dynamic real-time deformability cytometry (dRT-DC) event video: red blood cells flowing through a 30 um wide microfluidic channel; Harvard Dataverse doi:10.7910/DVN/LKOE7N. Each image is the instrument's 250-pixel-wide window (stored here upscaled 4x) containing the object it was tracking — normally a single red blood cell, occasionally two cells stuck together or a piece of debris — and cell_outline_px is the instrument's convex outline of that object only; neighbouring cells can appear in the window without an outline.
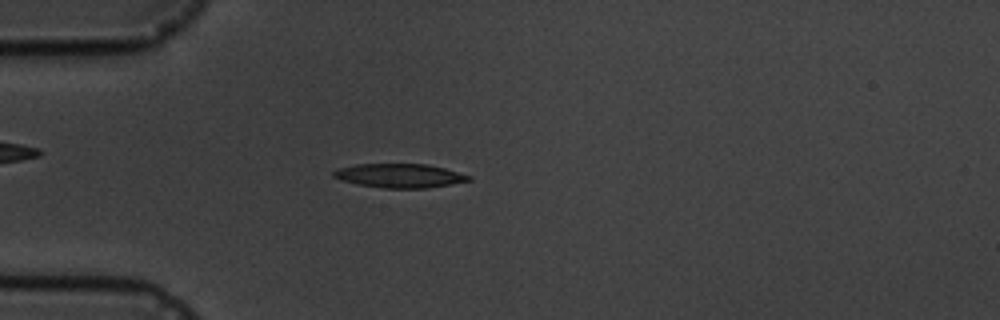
{"species": "common noctule bat (a hibernating species)", "species_latin": "Nyctalus noctula", "temperature_condition": "cold", "stored_images_in_passage": 6, "camera_frame_rate_fps": 3000, "um_per_image_px": 0.085, "animal": {"sex": "male", "body_mass_g": 19.5, "forearm_length_mm": 54.6}, "frame": {"image": 1, "passage_image": 5, "time_ms": 6.333, "image_size_px": [1000, 320], "cell_outline_px": [[472, 180], [452, 184], [428, 188], [384, 188], [356, 184], [340, 180], [332, 176], [332, 172], [336, 168], [356, 164], [428, 164], [444, 168], [472, 176]], "centroid_in_image_um": [33.95, 14.93], "position_along_channel_um": 51.1, "area_um2": 19.07}}